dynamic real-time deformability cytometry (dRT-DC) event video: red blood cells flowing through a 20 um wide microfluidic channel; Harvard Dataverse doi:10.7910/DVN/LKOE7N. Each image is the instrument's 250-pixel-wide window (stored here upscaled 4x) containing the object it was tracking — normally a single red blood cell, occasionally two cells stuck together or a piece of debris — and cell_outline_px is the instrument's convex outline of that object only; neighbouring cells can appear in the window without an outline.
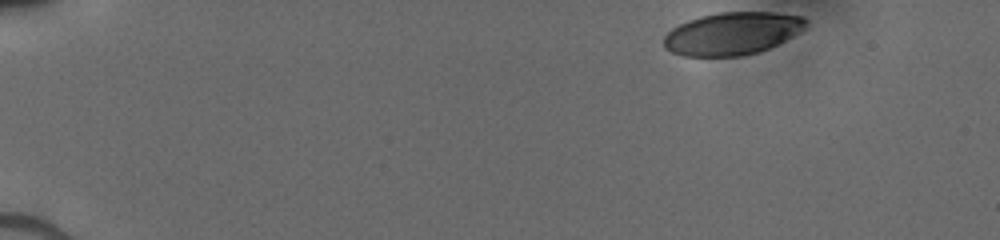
{"species": "human", "species_latin": "Homo sapiens", "temperature_condition": "cold", "stored_images_in_passage": 40, "camera_frame_rate_fps": 3000, "um_per_image_px": 0.085, "donor": {"sex": "male"}, "frame": {"image": 1, "passage_image": 1, "time_ms": 0.0, "image_size_px": [1000, 240], "cell_outline_px": [[808, 24], [800, 32], [768, 48], [756, 52], [740, 56], [684, 56], [672, 52], [664, 48], [664, 36], [672, 28], [688, 20], [700, 16], [720, 12], [772, 12], [804, 16], [808, 20]], "centroid_in_image_um": [62.24, 2.84], "position_along_channel_um": 22.8, "area_um2": 35.2}}
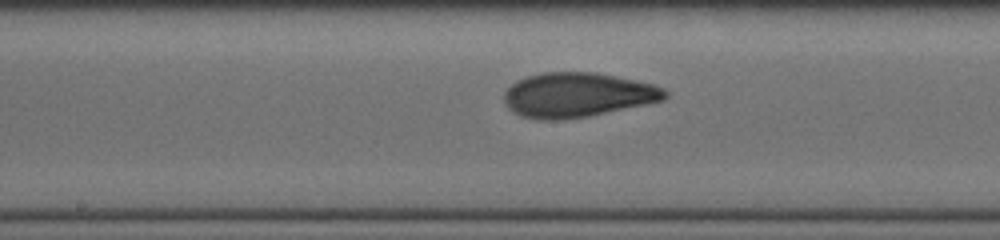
{"frame": {"image": 2, "passage_image": 23, "time_ms": 7.333, "image_size_px": [1000, 240], "cell_outline_px": [[668, 96], [664, 100], [588, 116], [556, 120], [540, 120], [524, 116], [508, 108], [504, 100], [504, 92], [516, 80], [528, 76], [544, 72], [596, 72], [616, 76], [652, 84], [664, 88], [668, 92]], "centroid_in_image_um": [49.09, 8.06], "position_along_channel_um": 199.1, "area_um2": 41.5}}
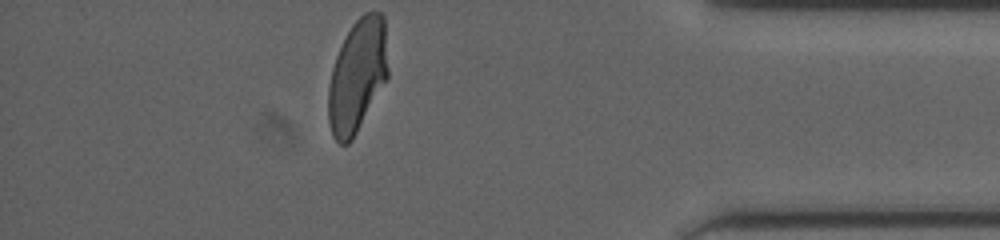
{"frame": {"image": 3, "passage_image": 40, "time_ms": 13.0, "image_size_px": [1000, 240], "cell_outline_px": [[388, 76], [352, 140], [348, 144], [340, 144], [332, 136], [328, 120], [328, 88], [332, 68], [336, 56], [352, 24], [364, 12], [380, 12], [384, 16], [388, 68]], "centroid_in_image_um": [30.36, 6.44], "position_along_channel_um": 404.8, "area_um2": 39.07}}